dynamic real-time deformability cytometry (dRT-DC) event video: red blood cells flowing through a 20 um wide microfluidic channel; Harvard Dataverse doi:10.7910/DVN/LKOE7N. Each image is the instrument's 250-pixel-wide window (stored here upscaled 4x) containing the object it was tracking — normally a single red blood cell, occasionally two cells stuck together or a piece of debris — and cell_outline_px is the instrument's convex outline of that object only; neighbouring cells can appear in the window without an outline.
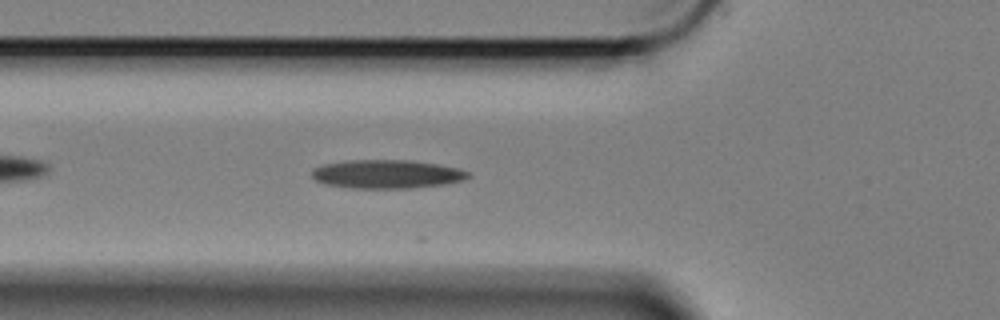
{"species": "Egyptian fruit bat (a non-hibernating species)", "species_latin": "Rousettus aegyptiacus", "temperature_condition": "cold", "stored_images_in_passage": 14, "camera_frame_rate_fps": 3000, "um_per_image_px": 0.085, "animal": {"sex": "female"}, "frame": {"image": 1, "passage_image": 8, "time_ms": 2.333, "image_size_px": [1000, 320], "cell_outline_px": [[472, 176], [464, 180], [448, 184], [412, 188], [352, 188], [324, 184], [316, 180], [312, 176], [312, 172], [316, 168], [324, 164], [348, 160], [412, 160], [460, 168], [468, 172]], "centroid_in_image_um": [32.94, 14.8], "position_along_channel_um": 92.9, "area_um2": 26.18}}
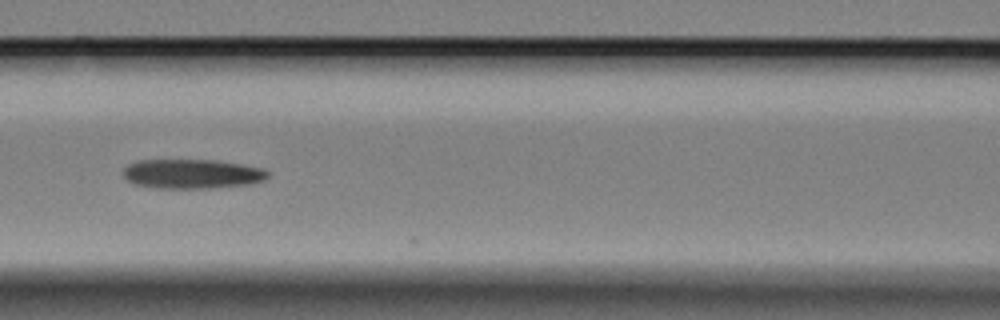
{"frame": {"image": 2, "passage_image": 13, "time_ms": 4.0, "image_size_px": [1000, 320], "cell_outline_px": [[272, 172], [264, 180], [248, 184], [208, 188], [156, 188], [136, 184], [128, 180], [124, 176], [124, 168], [128, 164], [140, 160], [216, 160], [264, 168]], "centroid_in_image_um": [16.36, 14.77], "position_along_channel_um": 150.2, "area_um2": 24.74}}